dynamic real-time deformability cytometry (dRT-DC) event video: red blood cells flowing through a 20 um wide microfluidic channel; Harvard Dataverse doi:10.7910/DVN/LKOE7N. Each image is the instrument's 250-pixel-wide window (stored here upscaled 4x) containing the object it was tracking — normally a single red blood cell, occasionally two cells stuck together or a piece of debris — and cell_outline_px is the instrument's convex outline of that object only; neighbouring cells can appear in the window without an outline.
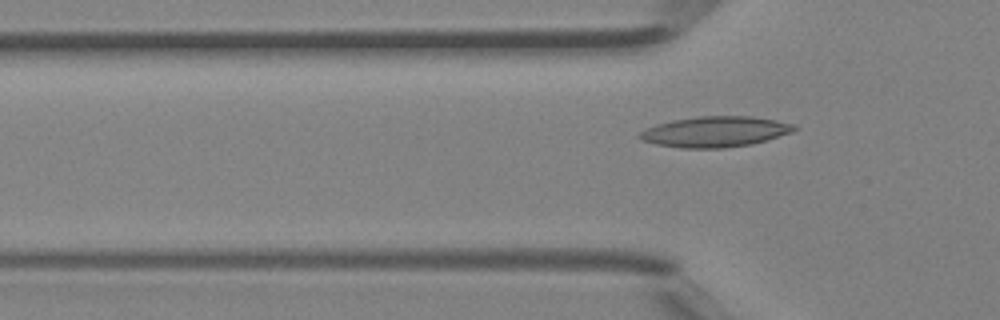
{"species": "Egyptian fruit bat (a non-hibernating species)", "species_latin": "Rousettus aegyptiacus", "temperature_condition": "room temperature", "stored_images_in_passage": 5, "camera_frame_rate_fps": 3000, "um_per_image_px": 0.085, "animal": {"sex": "female"}, "frame": {"image": 1, "passage_image": 5, "time_ms": 1.333, "image_size_px": [1000, 320], "cell_outline_px": [[800, 128], [792, 132], [752, 144], [724, 148], [680, 148], [656, 144], [640, 140], [636, 136], [640, 132], [656, 124], [672, 120], [700, 116], [752, 116], [776, 120], [796, 124]], "centroid_in_image_um": [60.8, 11.19], "position_along_channel_um": 65.0, "area_um2": 27.74}}